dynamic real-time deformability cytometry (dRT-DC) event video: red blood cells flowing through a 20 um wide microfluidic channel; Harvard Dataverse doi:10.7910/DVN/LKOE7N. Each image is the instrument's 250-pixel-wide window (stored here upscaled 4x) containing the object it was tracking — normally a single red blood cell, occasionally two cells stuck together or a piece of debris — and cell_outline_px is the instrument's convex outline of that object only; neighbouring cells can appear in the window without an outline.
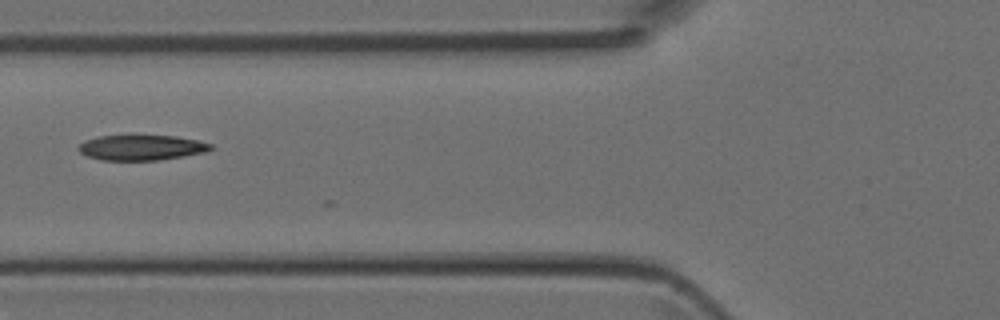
{"species": "Egyptian fruit bat (a non-hibernating species)", "species_latin": "Rousettus aegyptiacus", "temperature_condition": "room temperature", "stored_images_in_passage": 5, "camera_frame_rate_fps": 3000, "um_per_image_px": 0.085, "animal": {"sex": "female"}, "frame": {"image": 1, "passage_image": 5, "time_ms": 1.333, "image_size_px": [1000, 320], "cell_outline_px": [[212, 148], [204, 152], [156, 160], [100, 160], [88, 156], [80, 152], [76, 148], [84, 140], [100, 136], [132, 132], [176, 136], [196, 140], [212, 144]], "centroid_in_image_um": [11.94, 12.48], "position_along_channel_um": 113.9, "area_um2": 20.23}}